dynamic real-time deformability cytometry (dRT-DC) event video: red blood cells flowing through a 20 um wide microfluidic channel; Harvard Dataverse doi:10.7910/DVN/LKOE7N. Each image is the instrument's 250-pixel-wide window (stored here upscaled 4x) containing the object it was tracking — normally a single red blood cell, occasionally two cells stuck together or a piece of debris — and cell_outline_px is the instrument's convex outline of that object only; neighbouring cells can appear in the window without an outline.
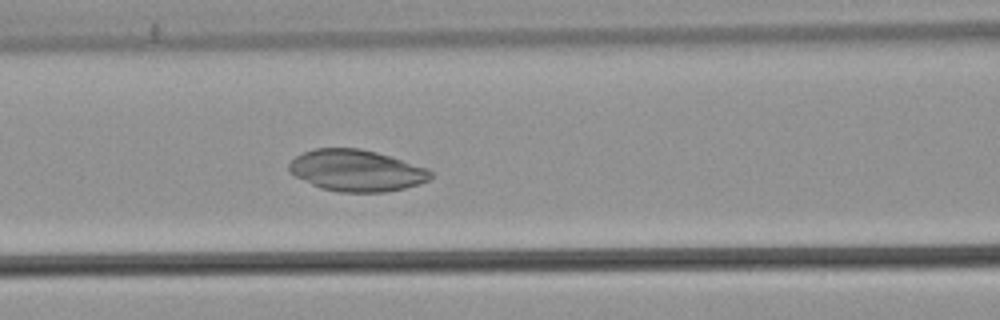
{"species": "common noctule bat (a hibernating species)", "species_latin": "Nyctalus noctula", "temperature_condition": "warm", "stored_images_in_passage": 45, "camera_frame_rate_fps": 3000, "um_per_image_px": 0.085, "animal": {"sex": "male", "body_mass_g": 21.5, "forearm_length_mm": 52.0}, "frame": {"image": 1, "passage_image": 23, "time_ms": 7.333, "image_size_px": [1000, 320], "cell_outline_px": [[432, 176], [428, 180], [420, 184], [404, 188], [384, 192], [340, 192], [320, 188], [296, 176], [288, 168], [288, 164], [296, 156], [304, 152], [316, 148], [360, 148], [376, 152], [428, 168], [432, 172]], "centroid_in_image_um": [30.31, 14.49], "position_along_channel_um": 136.3, "area_um2": 34.04}}
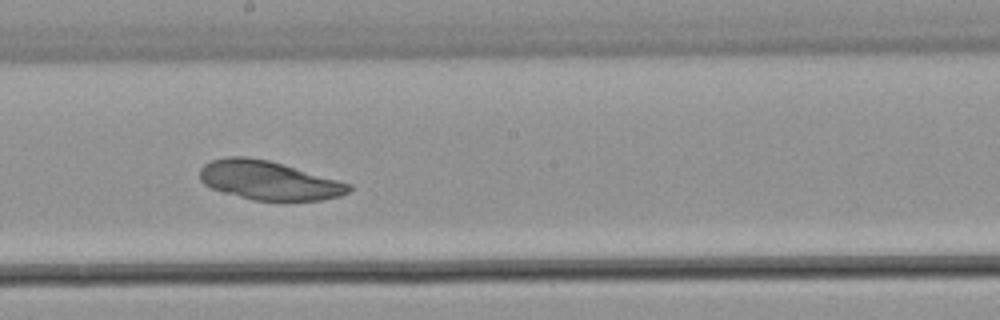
{"frame": {"image": 2, "passage_image": 30, "time_ms": 9.667, "image_size_px": [1000, 320], "cell_outline_px": [[352, 188], [348, 192], [340, 196], [320, 200], [284, 204], [252, 200], [224, 192], [212, 188], [204, 184], [200, 180], [200, 168], [204, 164], [212, 160], [228, 156], [244, 156], [268, 160], [352, 184]], "centroid_in_image_um": [22.86, 15.38], "position_along_channel_um": 225.3, "area_um2": 34.45}}
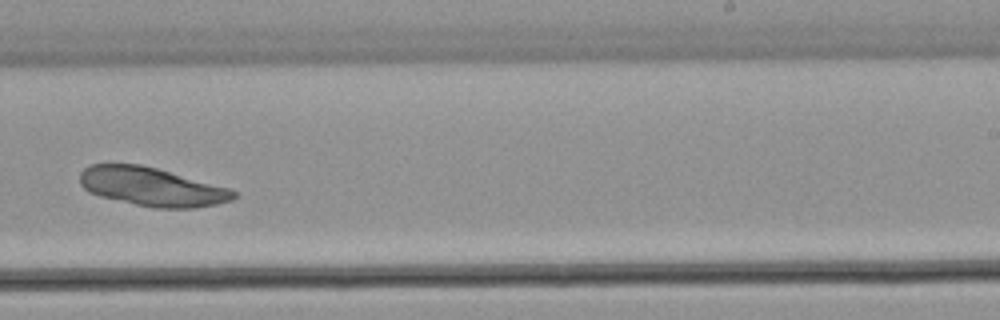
{"frame": {"image": 3, "passage_image": 34, "time_ms": 11.0, "image_size_px": [1000, 320], "cell_outline_px": [[236, 196], [232, 200], [216, 204], [196, 208], [156, 208], [136, 204], [100, 196], [88, 192], [80, 184], [80, 172], [84, 168], [92, 164], [140, 164], [156, 168], [228, 188], [236, 192]], "centroid_in_image_um": [12.88, 15.87], "position_along_channel_um": 276.1, "area_um2": 34.28}}